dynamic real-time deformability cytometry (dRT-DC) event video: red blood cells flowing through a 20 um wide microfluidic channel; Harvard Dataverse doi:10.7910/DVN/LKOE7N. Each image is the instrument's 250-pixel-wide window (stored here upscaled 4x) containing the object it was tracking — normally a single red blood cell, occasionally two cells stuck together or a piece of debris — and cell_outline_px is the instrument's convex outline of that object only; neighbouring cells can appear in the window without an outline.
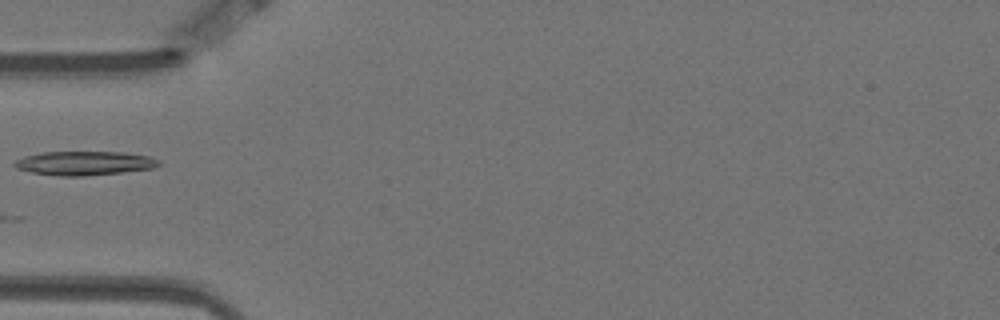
{"species": "Egyptian fruit bat (a non-hibernating species)", "species_latin": "Rousettus aegyptiacus", "temperature_condition": "warm", "stored_images_in_passage": 4, "camera_frame_rate_fps": 3000, "um_per_image_px": 0.085, "animal": {"sex": "female"}, "frame": {"image": 1, "passage_image": 3, "time_ms": 0.667, "image_size_px": [1000, 320], "cell_outline_px": [[160, 164], [152, 168], [120, 172], [84, 176], [60, 176], [32, 172], [16, 168], [12, 164], [16, 160], [24, 156], [40, 152], [124, 152], [148, 156], [160, 160]], "centroid_in_image_um": [7.15, 13.86], "position_along_channel_um": 77.9, "area_um2": 20.06}}
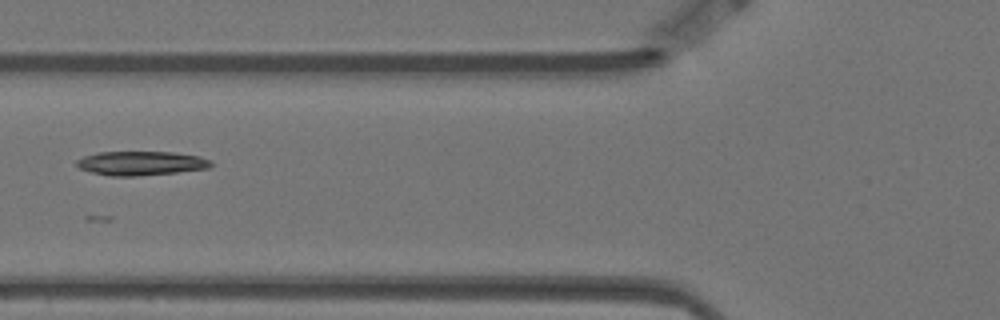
{"frame": {"image": 2, "passage_image": 4, "time_ms": 1.0, "image_size_px": [1000, 320], "cell_outline_px": [[212, 164], [208, 168], [176, 172], [136, 176], [112, 176], [92, 172], [80, 168], [76, 164], [76, 160], [84, 156], [96, 152], [172, 152], [200, 156], [212, 160]], "centroid_in_image_um": [11.99, 13.87], "position_along_channel_um": 113.8, "area_um2": 18.79}}